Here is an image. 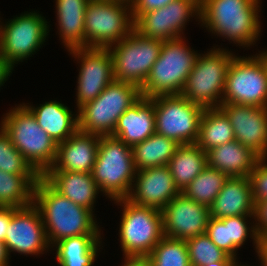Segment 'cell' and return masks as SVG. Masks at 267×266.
<instances>
[{
  "mask_svg": "<svg viewBox=\"0 0 267 266\" xmlns=\"http://www.w3.org/2000/svg\"><path fill=\"white\" fill-rule=\"evenodd\" d=\"M33 204L40 212L51 248L65 238L101 235L93 212L58 193L42 176L34 185Z\"/></svg>",
  "mask_w": 267,
  "mask_h": 266,
  "instance_id": "1",
  "label": "cell"
},
{
  "mask_svg": "<svg viewBox=\"0 0 267 266\" xmlns=\"http://www.w3.org/2000/svg\"><path fill=\"white\" fill-rule=\"evenodd\" d=\"M261 0H200V21L208 32L241 47L260 38Z\"/></svg>",
  "mask_w": 267,
  "mask_h": 266,
  "instance_id": "2",
  "label": "cell"
},
{
  "mask_svg": "<svg viewBox=\"0 0 267 266\" xmlns=\"http://www.w3.org/2000/svg\"><path fill=\"white\" fill-rule=\"evenodd\" d=\"M0 127L14 147L42 176L56 160L58 144L38 125L34 115L23 105L5 114Z\"/></svg>",
  "mask_w": 267,
  "mask_h": 266,
  "instance_id": "3",
  "label": "cell"
},
{
  "mask_svg": "<svg viewBox=\"0 0 267 266\" xmlns=\"http://www.w3.org/2000/svg\"><path fill=\"white\" fill-rule=\"evenodd\" d=\"M198 55L186 45L184 36L164 41L158 59L140 88L141 96L181 94Z\"/></svg>",
  "mask_w": 267,
  "mask_h": 266,
  "instance_id": "4",
  "label": "cell"
},
{
  "mask_svg": "<svg viewBox=\"0 0 267 266\" xmlns=\"http://www.w3.org/2000/svg\"><path fill=\"white\" fill-rule=\"evenodd\" d=\"M93 180L110 201L127 198L136 168L131 146L112 136H100Z\"/></svg>",
  "mask_w": 267,
  "mask_h": 266,
  "instance_id": "5",
  "label": "cell"
},
{
  "mask_svg": "<svg viewBox=\"0 0 267 266\" xmlns=\"http://www.w3.org/2000/svg\"><path fill=\"white\" fill-rule=\"evenodd\" d=\"M216 48L200 54L188 75L181 95L204 109L218 108L225 92L227 72L235 54Z\"/></svg>",
  "mask_w": 267,
  "mask_h": 266,
  "instance_id": "6",
  "label": "cell"
},
{
  "mask_svg": "<svg viewBox=\"0 0 267 266\" xmlns=\"http://www.w3.org/2000/svg\"><path fill=\"white\" fill-rule=\"evenodd\" d=\"M140 97L136 85L114 80L95 100L77 110L78 130L100 136L111 135L119 117Z\"/></svg>",
  "mask_w": 267,
  "mask_h": 266,
  "instance_id": "7",
  "label": "cell"
},
{
  "mask_svg": "<svg viewBox=\"0 0 267 266\" xmlns=\"http://www.w3.org/2000/svg\"><path fill=\"white\" fill-rule=\"evenodd\" d=\"M122 209L119 240L124 256H148L164 237L162 211L134 204L127 198L114 200Z\"/></svg>",
  "mask_w": 267,
  "mask_h": 266,
  "instance_id": "8",
  "label": "cell"
},
{
  "mask_svg": "<svg viewBox=\"0 0 267 266\" xmlns=\"http://www.w3.org/2000/svg\"><path fill=\"white\" fill-rule=\"evenodd\" d=\"M131 3L90 0L85 10V47L108 48L134 30Z\"/></svg>",
  "mask_w": 267,
  "mask_h": 266,
  "instance_id": "9",
  "label": "cell"
},
{
  "mask_svg": "<svg viewBox=\"0 0 267 266\" xmlns=\"http://www.w3.org/2000/svg\"><path fill=\"white\" fill-rule=\"evenodd\" d=\"M227 103L267 107V50L232 58L222 98Z\"/></svg>",
  "mask_w": 267,
  "mask_h": 266,
  "instance_id": "10",
  "label": "cell"
},
{
  "mask_svg": "<svg viewBox=\"0 0 267 266\" xmlns=\"http://www.w3.org/2000/svg\"><path fill=\"white\" fill-rule=\"evenodd\" d=\"M163 41L141 35L135 29L128 37L108 47L113 60L114 80L144 85L158 59Z\"/></svg>",
  "mask_w": 267,
  "mask_h": 266,
  "instance_id": "11",
  "label": "cell"
},
{
  "mask_svg": "<svg viewBox=\"0 0 267 266\" xmlns=\"http://www.w3.org/2000/svg\"><path fill=\"white\" fill-rule=\"evenodd\" d=\"M49 26L46 18L36 11H25L5 25L0 23V57L13 67L28 60L47 40Z\"/></svg>",
  "mask_w": 267,
  "mask_h": 266,
  "instance_id": "12",
  "label": "cell"
},
{
  "mask_svg": "<svg viewBox=\"0 0 267 266\" xmlns=\"http://www.w3.org/2000/svg\"><path fill=\"white\" fill-rule=\"evenodd\" d=\"M204 110L181 94L156 96V133L174 140L179 145L196 143Z\"/></svg>",
  "mask_w": 267,
  "mask_h": 266,
  "instance_id": "13",
  "label": "cell"
},
{
  "mask_svg": "<svg viewBox=\"0 0 267 266\" xmlns=\"http://www.w3.org/2000/svg\"><path fill=\"white\" fill-rule=\"evenodd\" d=\"M200 21V0H177L143 13L134 23L141 35L161 41L182 38L189 19Z\"/></svg>",
  "mask_w": 267,
  "mask_h": 266,
  "instance_id": "14",
  "label": "cell"
},
{
  "mask_svg": "<svg viewBox=\"0 0 267 266\" xmlns=\"http://www.w3.org/2000/svg\"><path fill=\"white\" fill-rule=\"evenodd\" d=\"M80 64L77 78L76 108L95 100L114 81L113 60L108 48L68 50Z\"/></svg>",
  "mask_w": 267,
  "mask_h": 266,
  "instance_id": "15",
  "label": "cell"
},
{
  "mask_svg": "<svg viewBox=\"0 0 267 266\" xmlns=\"http://www.w3.org/2000/svg\"><path fill=\"white\" fill-rule=\"evenodd\" d=\"M7 229L5 245L9 256L11 252L40 256L51 248L40 212L33 203L15 208Z\"/></svg>",
  "mask_w": 267,
  "mask_h": 266,
  "instance_id": "16",
  "label": "cell"
},
{
  "mask_svg": "<svg viewBox=\"0 0 267 266\" xmlns=\"http://www.w3.org/2000/svg\"><path fill=\"white\" fill-rule=\"evenodd\" d=\"M164 236L187 240L205 234L210 219L209 207L186 197L176 195L162 210Z\"/></svg>",
  "mask_w": 267,
  "mask_h": 266,
  "instance_id": "17",
  "label": "cell"
},
{
  "mask_svg": "<svg viewBox=\"0 0 267 266\" xmlns=\"http://www.w3.org/2000/svg\"><path fill=\"white\" fill-rule=\"evenodd\" d=\"M219 108L229 119L235 139L267 159V107L227 103Z\"/></svg>",
  "mask_w": 267,
  "mask_h": 266,
  "instance_id": "18",
  "label": "cell"
},
{
  "mask_svg": "<svg viewBox=\"0 0 267 266\" xmlns=\"http://www.w3.org/2000/svg\"><path fill=\"white\" fill-rule=\"evenodd\" d=\"M180 193L167 166L136 171L127 199L162 211Z\"/></svg>",
  "mask_w": 267,
  "mask_h": 266,
  "instance_id": "19",
  "label": "cell"
},
{
  "mask_svg": "<svg viewBox=\"0 0 267 266\" xmlns=\"http://www.w3.org/2000/svg\"><path fill=\"white\" fill-rule=\"evenodd\" d=\"M100 135L77 130L57 148L54 165L47 171L91 173L96 161Z\"/></svg>",
  "mask_w": 267,
  "mask_h": 266,
  "instance_id": "20",
  "label": "cell"
},
{
  "mask_svg": "<svg viewBox=\"0 0 267 266\" xmlns=\"http://www.w3.org/2000/svg\"><path fill=\"white\" fill-rule=\"evenodd\" d=\"M155 132L154 97L141 96L119 117L110 136L132 147Z\"/></svg>",
  "mask_w": 267,
  "mask_h": 266,
  "instance_id": "21",
  "label": "cell"
},
{
  "mask_svg": "<svg viewBox=\"0 0 267 266\" xmlns=\"http://www.w3.org/2000/svg\"><path fill=\"white\" fill-rule=\"evenodd\" d=\"M212 218L254 216L255 203L248 177H229L209 207Z\"/></svg>",
  "mask_w": 267,
  "mask_h": 266,
  "instance_id": "22",
  "label": "cell"
},
{
  "mask_svg": "<svg viewBox=\"0 0 267 266\" xmlns=\"http://www.w3.org/2000/svg\"><path fill=\"white\" fill-rule=\"evenodd\" d=\"M42 177L58 193L94 213V203L101 191L93 180L92 173L46 171Z\"/></svg>",
  "mask_w": 267,
  "mask_h": 266,
  "instance_id": "23",
  "label": "cell"
},
{
  "mask_svg": "<svg viewBox=\"0 0 267 266\" xmlns=\"http://www.w3.org/2000/svg\"><path fill=\"white\" fill-rule=\"evenodd\" d=\"M23 105L34 115L38 125L57 143L64 142L78 130V112L74 114L63 103L50 100L38 107ZM73 113V114H72ZM75 115V116H74Z\"/></svg>",
  "mask_w": 267,
  "mask_h": 266,
  "instance_id": "24",
  "label": "cell"
},
{
  "mask_svg": "<svg viewBox=\"0 0 267 266\" xmlns=\"http://www.w3.org/2000/svg\"><path fill=\"white\" fill-rule=\"evenodd\" d=\"M206 156L208 166L216 168L228 177H248L261 159L236 139L208 150Z\"/></svg>",
  "mask_w": 267,
  "mask_h": 266,
  "instance_id": "25",
  "label": "cell"
},
{
  "mask_svg": "<svg viewBox=\"0 0 267 266\" xmlns=\"http://www.w3.org/2000/svg\"><path fill=\"white\" fill-rule=\"evenodd\" d=\"M90 0H56L59 37L67 50L85 47V10Z\"/></svg>",
  "mask_w": 267,
  "mask_h": 266,
  "instance_id": "26",
  "label": "cell"
},
{
  "mask_svg": "<svg viewBox=\"0 0 267 266\" xmlns=\"http://www.w3.org/2000/svg\"><path fill=\"white\" fill-rule=\"evenodd\" d=\"M207 166V156L196 143L178 145L167 164L175 186L182 192Z\"/></svg>",
  "mask_w": 267,
  "mask_h": 266,
  "instance_id": "27",
  "label": "cell"
},
{
  "mask_svg": "<svg viewBox=\"0 0 267 266\" xmlns=\"http://www.w3.org/2000/svg\"><path fill=\"white\" fill-rule=\"evenodd\" d=\"M101 235H79L57 242L56 258L60 266H93L102 242Z\"/></svg>",
  "mask_w": 267,
  "mask_h": 266,
  "instance_id": "28",
  "label": "cell"
},
{
  "mask_svg": "<svg viewBox=\"0 0 267 266\" xmlns=\"http://www.w3.org/2000/svg\"><path fill=\"white\" fill-rule=\"evenodd\" d=\"M179 144L174 140L154 133L131 147L136 171L167 166Z\"/></svg>",
  "mask_w": 267,
  "mask_h": 266,
  "instance_id": "29",
  "label": "cell"
},
{
  "mask_svg": "<svg viewBox=\"0 0 267 266\" xmlns=\"http://www.w3.org/2000/svg\"><path fill=\"white\" fill-rule=\"evenodd\" d=\"M235 140L233 127L218 107L205 109L201 117L196 144L204 151Z\"/></svg>",
  "mask_w": 267,
  "mask_h": 266,
  "instance_id": "30",
  "label": "cell"
},
{
  "mask_svg": "<svg viewBox=\"0 0 267 266\" xmlns=\"http://www.w3.org/2000/svg\"><path fill=\"white\" fill-rule=\"evenodd\" d=\"M41 175H15L0 170V206L25 207L33 203L34 185Z\"/></svg>",
  "mask_w": 267,
  "mask_h": 266,
  "instance_id": "31",
  "label": "cell"
},
{
  "mask_svg": "<svg viewBox=\"0 0 267 266\" xmlns=\"http://www.w3.org/2000/svg\"><path fill=\"white\" fill-rule=\"evenodd\" d=\"M228 178L225 173L207 165L182 193L189 199L210 207Z\"/></svg>",
  "mask_w": 267,
  "mask_h": 266,
  "instance_id": "32",
  "label": "cell"
},
{
  "mask_svg": "<svg viewBox=\"0 0 267 266\" xmlns=\"http://www.w3.org/2000/svg\"><path fill=\"white\" fill-rule=\"evenodd\" d=\"M147 257L153 266H191L186 241L166 236Z\"/></svg>",
  "mask_w": 267,
  "mask_h": 266,
  "instance_id": "33",
  "label": "cell"
},
{
  "mask_svg": "<svg viewBox=\"0 0 267 266\" xmlns=\"http://www.w3.org/2000/svg\"><path fill=\"white\" fill-rule=\"evenodd\" d=\"M186 241L191 266L216 261H238L218 248L206 234L188 238Z\"/></svg>",
  "mask_w": 267,
  "mask_h": 266,
  "instance_id": "34",
  "label": "cell"
},
{
  "mask_svg": "<svg viewBox=\"0 0 267 266\" xmlns=\"http://www.w3.org/2000/svg\"><path fill=\"white\" fill-rule=\"evenodd\" d=\"M255 219V216H233L225 218V226H227L228 233V255L237 259V250L245 244V241L250 236L253 239V245L255 251H257V245L259 236L256 232L255 223L248 225V218ZM247 220V221H246ZM250 226V227H249Z\"/></svg>",
  "mask_w": 267,
  "mask_h": 266,
  "instance_id": "35",
  "label": "cell"
},
{
  "mask_svg": "<svg viewBox=\"0 0 267 266\" xmlns=\"http://www.w3.org/2000/svg\"><path fill=\"white\" fill-rule=\"evenodd\" d=\"M0 170L15 175H40L14 147L0 127Z\"/></svg>",
  "mask_w": 267,
  "mask_h": 266,
  "instance_id": "36",
  "label": "cell"
},
{
  "mask_svg": "<svg viewBox=\"0 0 267 266\" xmlns=\"http://www.w3.org/2000/svg\"><path fill=\"white\" fill-rule=\"evenodd\" d=\"M252 198L256 204L259 201L267 199V160L261 158L256 164L252 172L248 176Z\"/></svg>",
  "mask_w": 267,
  "mask_h": 266,
  "instance_id": "37",
  "label": "cell"
},
{
  "mask_svg": "<svg viewBox=\"0 0 267 266\" xmlns=\"http://www.w3.org/2000/svg\"><path fill=\"white\" fill-rule=\"evenodd\" d=\"M205 234L218 248L228 254V233L227 226H225V218L216 219L210 217Z\"/></svg>",
  "mask_w": 267,
  "mask_h": 266,
  "instance_id": "38",
  "label": "cell"
},
{
  "mask_svg": "<svg viewBox=\"0 0 267 266\" xmlns=\"http://www.w3.org/2000/svg\"><path fill=\"white\" fill-rule=\"evenodd\" d=\"M177 0H131V11L134 22L143 14L151 10L159 9L170 2Z\"/></svg>",
  "mask_w": 267,
  "mask_h": 266,
  "instance_id": "39",
  "label": "cell"
},
{
  "mask_svg": "<svg viewBox=\"0 0 267 266\" xmlns=\"http://www.w3.org/2000/svg\"><path fill=\"white\" fill-rule=\"evenodd\" d=\"M255 228L260 238L267 237V199L255 204Z\"/></svg>",
  "mask_w": 267,
  "mask_h": 266,
  "instance_id": "40",
  "label": "cell"
},
{
  "mask_svg": "<svg viewBox=\"0 0 267 266\" xmlns=\"http://www.w3.org/2000/svg\"><path fill=\"white\" fill-rule=\"evenodd\" d=\"M15 213V207L0 206V240L5 242L7 228Z\"/></svg>",
  "mask_w": 267,
  "mask_h": 266,
  "instance_id": "41",
  "label": "cell"
},
{
  "mask_svg": "<svg viewBox=\"0 0 267 266\" xmlns=\"http://www.w3.org/2000/svg\"><path fill=\"white\" fill-rule=\"evenodd\" d=\"M121 266H153L147 256L133 257L124 256V264Z\"/></svg>",
  "mask_w": 267,
  "mask_h": 266,
  "instance_id": "42",
  "label": "cell"
},
{
  "mask_svg": "<svg viewBox=\"0 0 267 266\" xmlns=\"http://www.w3.org/2000/svg\"><path fill=\"white\" fill-rule=\"evenodd\" d=\"M256 252L258 259L261 260L260 266H267V237L259 238Z\"/></svg>",
  "mask_w": 267,
  "mask_h": 266,
  "instance_id": "43",
  "label": "cell"
},
{
  "mask_svg": "<svg viewBox=\"0 0 267 266\" xmlns=\"http://www.w3.org/2000/svg\"><path fill=\"white\" fill-rule=\"evenodd\" d=\"M14 67L0 57V87L9 79Z\"/></svg>",
  "mask_w": 267,
  "mask_h": 266,
  "instance_id": "44",
  "label": "cell"
},
{
  "mask_svg": "<svg viewBox=\"0 0 267 266\" xmlns=\"http://www.w3.org/2000/svg\"><path fill=\"white\" fill-rule=\"evenodd\" d=\"M11 256H9L8 251L6 249L5 242L0 240V266H10L9 259Z\"/></svg>",
  "mask_w": 267,
  "mask_h": 266,
  "instance_id": "45",
  "label": "cell"
},
{
  "mask_svg": "<svg viewBox=\"0 0 267 266\" xmlns=\"http://www.w3.org/2000/svg\"><path fill=\"white\" fill-rule=\"evenodd\" d=\"M237 264V261H216L212 263H206L200 266H236Z\"/></svg>",
  "mask_w": 267,
  "mask_h": 266,
  "instance_id": "46",
  "label": "cell"
}]
</instances>
